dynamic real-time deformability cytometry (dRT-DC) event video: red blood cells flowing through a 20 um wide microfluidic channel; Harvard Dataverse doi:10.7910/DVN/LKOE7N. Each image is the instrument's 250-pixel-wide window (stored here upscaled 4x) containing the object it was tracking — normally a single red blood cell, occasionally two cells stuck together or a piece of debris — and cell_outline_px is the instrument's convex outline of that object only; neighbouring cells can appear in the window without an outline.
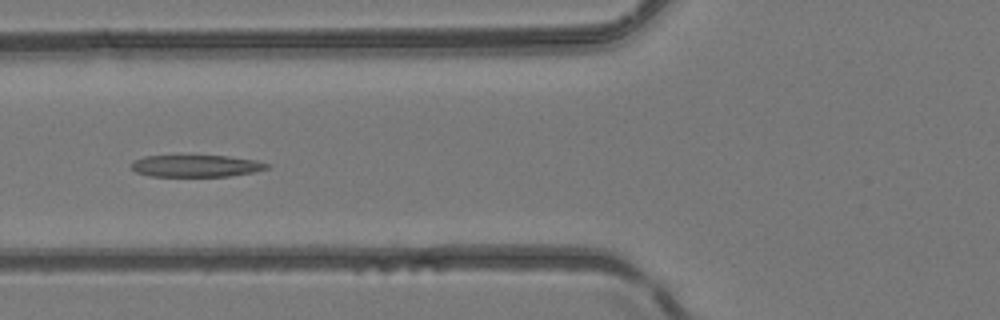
{"species": "common noctule bat (a hibernating species)", "species_latin": "Nyctalus noctula", "temperature_condition": "room temperature", "stored_images_in_passage": 5, "camera_frame_rate_fps": 3000, "um_per_image_px": 0.085, "animal": {"sex": "female", "body_mass_g": 24.6, "forearm_length_mm": 56.2}, "frame": {"image": 1, "passage_image": 4, "time_ms": 3.333, "image_size_px": [1000, 320], "cell_outline_px": [[272, 164], [268, 168], [252, 172], [228, 176], [148, 176], [136, 172], [132, 168], [132, 160], [144, 156], [228, 156], [256, 160]], "centroid_in_image_um": [16.66, 14.1], "position_along_channel_um": 109.1, "area_um2": 17.28}}
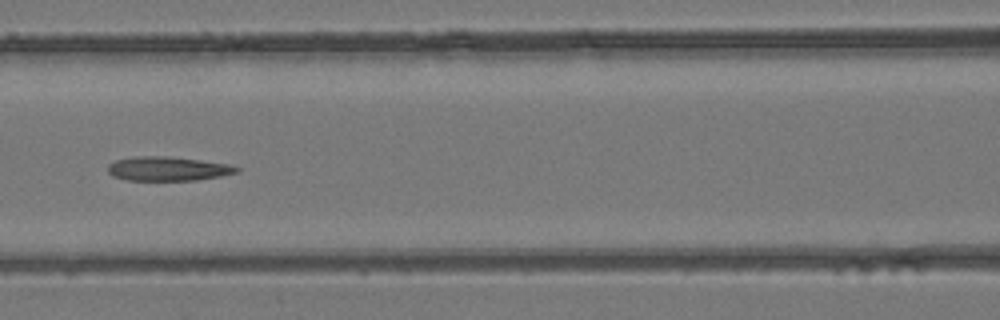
{"frame": {"image": 2, "passage_image": 5, "time_ms": 4.333, "image_size_px": [1000, 320], "cell_outline_px": [[240, 168], [236, 172], [220, 176], [196, 180], [128, 180], [112, 176], [108, 172], [108, 164], [116, 160], [132, 156], [164, 156], [200, 160], [228, 164]], "centroid_in_image_um": [14.21, 14.34], "position_along_channel_um": 152.4, "area_um2": 17.98}}